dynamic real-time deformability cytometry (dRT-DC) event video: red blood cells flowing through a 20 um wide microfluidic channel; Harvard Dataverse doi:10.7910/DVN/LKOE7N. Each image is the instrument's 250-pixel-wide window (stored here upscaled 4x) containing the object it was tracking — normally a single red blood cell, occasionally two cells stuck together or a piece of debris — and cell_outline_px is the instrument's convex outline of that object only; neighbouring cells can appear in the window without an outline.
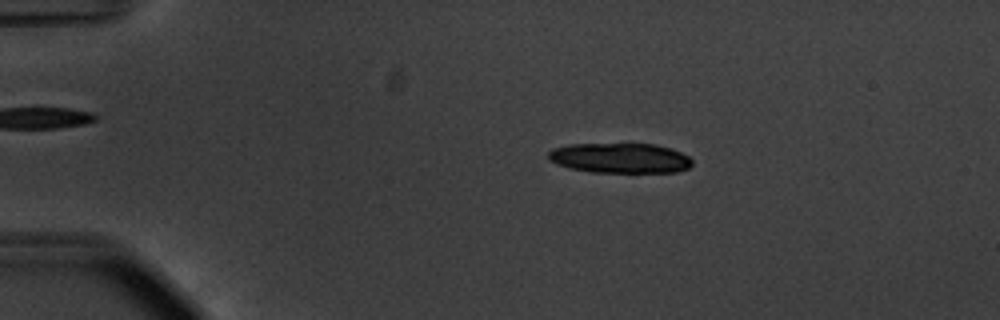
{"species": "common noctule bat (a hibernating species)", "species_latin": "Nyctalus noctula", "temperature_condition": "warm", "stored_images_in_passage": 18, "camera_frame_rate_fps": 3000, "um_per_image_px": 0.085, "animal": {"sex": "male", "body_mass_g": 20.1, "forearm_length_mm": 53.5}, "frame": {"image": 1, "passage_image": 2, "time_ms": 0.333, "image_size_px": [1000, 320], "cell_outline_px": [[692, 164], [688, 168], [676, 172], [592, 172], [568, 168], [556, 164], [548, 156], [548, 152], [552, 148], [568, 144], [656, 144], [680, 152], [688, 156], [692, 160]], "centroid_in_image_um": [52.68, 13.43], "position_along_channel_um": 32.3, "area_um2": 25.14}}
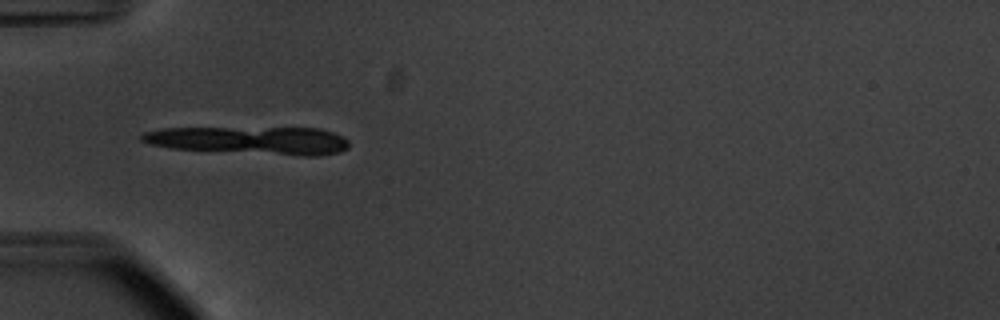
{"frame": {"image": 2, "passage_image": 9, "time_ms": 2.667, "image_size_px": [1000, 320], "cell_outline_px": [[348, 148], [340, 152], [320, 156], [300, 156], [168, 148], [148, 144], [140, 140], [140, 136], [144, 132], [164, 128], [320, 128], [344, 136], [348, 140]], "centroid_in_image_um": [21.29, 11.94], "position_along_channel_um": 63.7, "area_um2": 33.93}}